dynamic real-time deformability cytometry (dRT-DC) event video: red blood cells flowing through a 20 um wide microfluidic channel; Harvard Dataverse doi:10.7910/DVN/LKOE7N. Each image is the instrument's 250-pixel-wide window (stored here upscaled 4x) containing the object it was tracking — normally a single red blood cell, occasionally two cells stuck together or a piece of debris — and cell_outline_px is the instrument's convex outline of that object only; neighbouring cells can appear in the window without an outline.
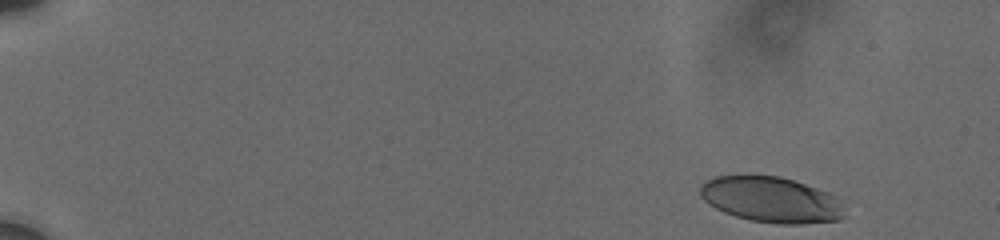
{"species": "human", "species_latin": "Homo sapiens", "temperature_condition": "cold", "stored_images_in_passage": 79, "camera_frame_rate_fps": 3000, "um_per_image_px": 0.085, "donor": {"sex": "male"}, "frame": {"image": 1, "passage_image": 1, "time_ms": 0.0, "image_size_px": [1000, 240], "cell_outline_px": [[844, 216], [840, 220], [804, 224], [780, 224], [748, 220], [724, 212], [708, 204], [700, 196], [700, 184], [704, 180], [716, 176], [740, 172], [744, 172], [780, 176], [816, 188], [836, 196], [844, 208]], "centroid_in_image_um": [65.48, 16.93], "position_along_channel_um": 19.5, "area_um2": 39.42}}
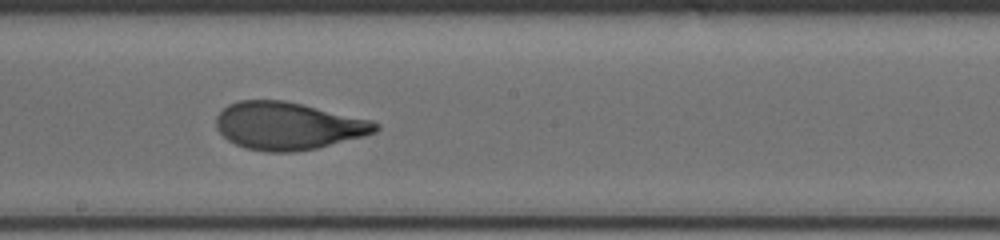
{"frame": {"image": 2, "passage_image": 44, "time_ms": 9.667, "image_size_px": [1000, 240], "cell_outline_px": [[380, 128], [376, 132], [364, 136], [316, 148], [296, 152], [264, 152], [244, 148], [228, 140], [216, 128], [216, 116], [228, 104], [240, 100], [284, 100], [372, 120], [380, 124]], "centroid_in_image_um": [24.48, 10.7], "position_along_channel_um": 223.7, "area_um2": 44.22}}
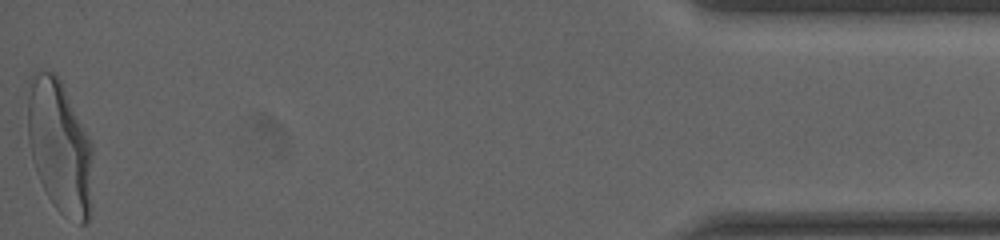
{"frame": {"image": 3, "passage_image": 79, "time_ms": 17.333, "image_size_px": [1000, 240], "cell_outline_px": [[92, 208], [88, 220], [84, 224], [80, 224], [64, 216], [56, 208], [48, 196], [36, 172], [32, 160], [28, 140], [28, 100], [32, 76], [36, 72], [52, 72], [60, 80], [92, 144]], "centroid_in_image_um": [5.1, 12.56], "position_along_channel_um": 430.1, "area_um2": 50.23}, "authors_computed_cell_mechanics": {"area_um2": 43.2344, "velocity_mm_per_s": 3.6878, "shape_relaxation_time_tau1_ms": 4.4095, "shape_relaxation_time_tau2_ms": 0.7669, "deformation_change_tau1": 0.2, "deformation_change_tau2": 0.0707}}